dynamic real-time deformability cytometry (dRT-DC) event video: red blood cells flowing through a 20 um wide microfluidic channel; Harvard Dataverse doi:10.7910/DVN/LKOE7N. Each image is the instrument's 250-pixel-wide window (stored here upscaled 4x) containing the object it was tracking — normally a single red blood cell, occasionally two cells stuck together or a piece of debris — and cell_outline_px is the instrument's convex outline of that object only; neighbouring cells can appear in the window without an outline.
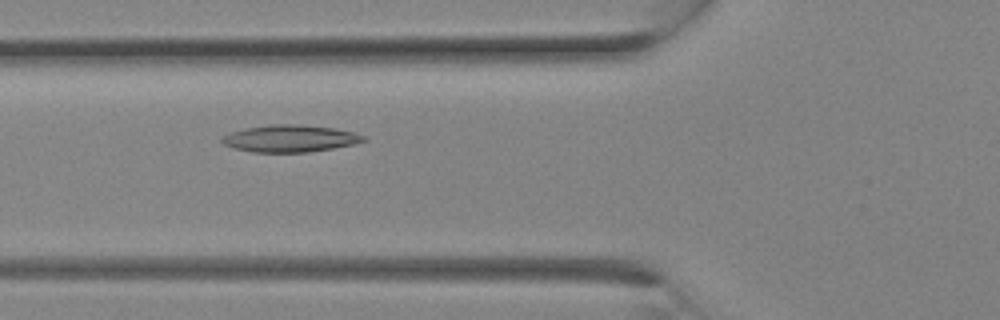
{"species": "Egyptian fruit bat (a non-hibernating species)", "species_latin": "Rousettus aegyptiacus", "temperature_condition": "room temperature", "stored_images_in_passage": 27, "camera_frame_rate_fps": 3000, "um_per_image_px": 0.085, "animal": {"sex": "female"}, "frame": {"image": 1, "passage_image": 10, "time_ms": 3.0, "image_size_px": [1000, 320], "cell_outline_px": [[368, 140], [356, 144], [308, 152], [252, 152], [236, 148], [224, 144], [220, 140], [224, 136], [232, 132], [244, 128], [272, 124], [292, 124], [336, 128], [352, 132], [364, 136]], "centroid_in_image_um": [24.68, 11.77], "position_along_channel_um": 101.1, "area_um2": 22.14}}
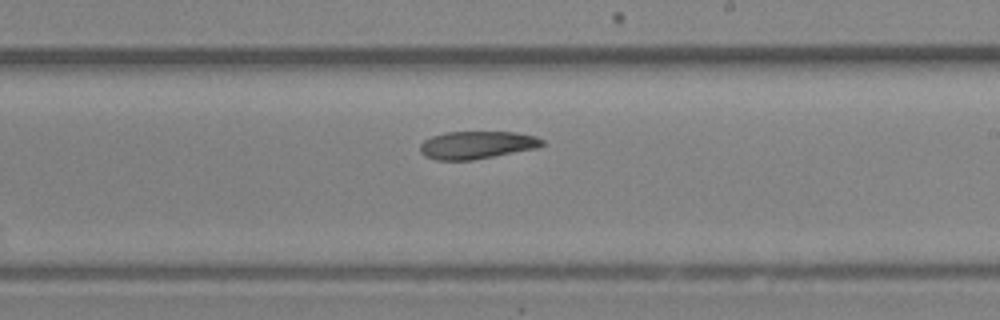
{"frame": {"image": 2, "passage_image": 16, "time_ms": 5.0, "image_size_px": [1000, 320], "cell_outline_px": [[544, 144], [536, 148], [472, 160], [436, 160], [424, 156], [420, 152], [420, 144], [424, 140], [432, 136], [444, 132], [516, 132], [536, 136], [544, 140]], "centroid_in_image_um": [40.51, 12.32], "position_along_channel_um": 248.5, "area_um2": 19.71}}
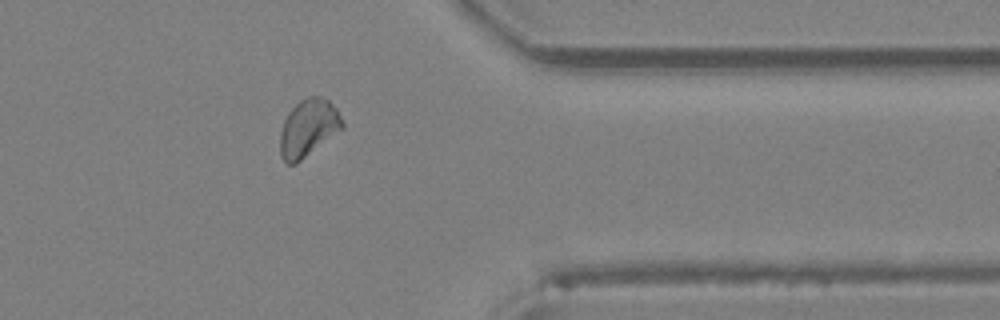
{"frame": {"image": 3, "passage_image": 22, "time_ms": 7.0, "image_size_px": [1000, 320], "cell_outline_px": [[344, 128], [296, 164], [288, 164], [280, 156], [280, 132], [284, 120], [288, 112], [300, 100], [308, 96], [320, 96], [328, 100], [336, 108], [344, 124]], "centroid_in_image_um": [26.2, 10.88], "position_along_channel_um": 385.2, "area_um2": 20.81}}